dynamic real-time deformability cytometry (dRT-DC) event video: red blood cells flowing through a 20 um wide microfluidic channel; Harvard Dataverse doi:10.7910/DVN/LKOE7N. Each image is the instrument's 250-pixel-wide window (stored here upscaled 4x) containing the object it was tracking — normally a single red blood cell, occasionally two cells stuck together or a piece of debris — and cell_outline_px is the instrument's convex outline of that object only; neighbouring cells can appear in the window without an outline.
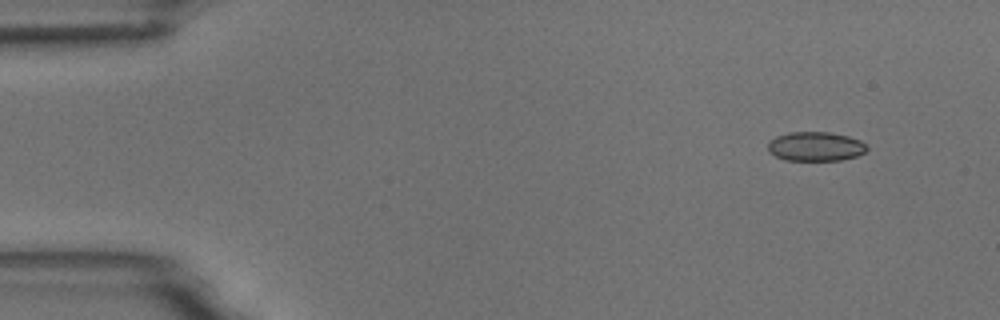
{"species": "common noctule bat (a hibernating species)", "species_latin": "Nyctalus noctula", "temperature_condition": "room temperature", "stored_images_in_passage": 4, "camera_frame_rate_fps": 3000, "um_per_image_px": 0.085, "animal": {"sex": "male", "body_mass_g": 18.8}, "frame": {"image": 1, "passage_image": 1, "time_ms": 0.0, "image_size_px": [1000, 320], "cell_outline_px": [[868, 148], [864, 152], [856, 156], [840, 160], [784, 160], [768, 152], [768, 144], [776, 136], [788, 132], [828, 132], [848, 136], [860, 140]], "centroid_in_image_um": [69.3, 12.44], "position_along_channel_um": 15.7, "area_um2": 16.76}}
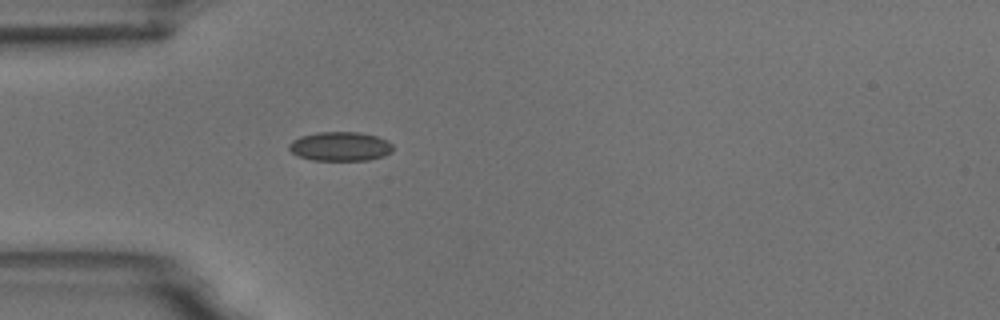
{"frame": {"image": 2, "passage_image": 4, "time_ms": 3.667, "image_size_px": [1000, 320], "cell_outline_px": [[392, 152], [384, 156], [368, 160], [312, 160], [300, 156], [292, 152], [288, 148], [288, 144], [292, 140], [300, 136], [316, 132], [360, 132], [376, 136], [388, 140], [392, 144]], "centroid_in_image_um": [28.92, 12.43], "position_along_channel_um": 56.1, "area_um2": 17.74}}